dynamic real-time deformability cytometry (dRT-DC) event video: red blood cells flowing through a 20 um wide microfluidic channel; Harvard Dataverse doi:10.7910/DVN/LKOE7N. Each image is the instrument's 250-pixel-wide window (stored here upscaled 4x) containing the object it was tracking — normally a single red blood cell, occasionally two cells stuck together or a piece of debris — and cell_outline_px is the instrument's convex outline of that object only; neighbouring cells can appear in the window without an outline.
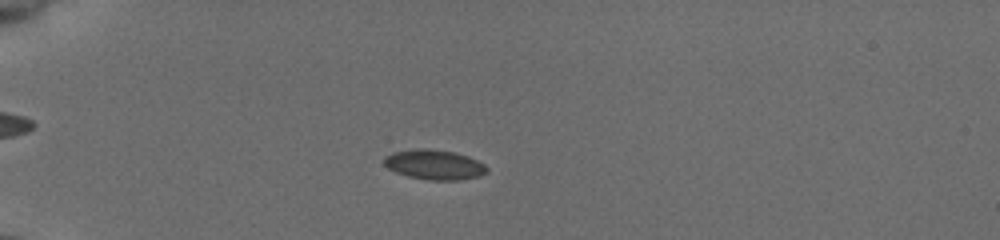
{"species": "common noctule bat (a hibernating species)", "species_latin": "Nyctalus noctula", "temperature_condition": "cold", "stored_images_in_passage": 56, "camera_frame_rate_fps": 3000, "um_per_image_px": 0.085, "animal": {"sex": "female", "body_mass_g": 19.5, "forearm_length_mm": 54.1}, "frame": {"image": 1, "passage_image": 18, "time_ms": 5.667, "image_size_px": [1000, 240], "cell_outline_px": [[488, 172], [480, 176], [460, 180], [428, 180], [408, 176], [396, 172], [388, 168], [384, 164], [384, 156], [392, 152], [416, 148], [428, 148], [456, 152], [468, 156], [484, 164], [488, 168]], "centroid_in_image_um": [36.92, 13.99], "position_along_channel_um": 48.1, "area_um2": 18.09}}
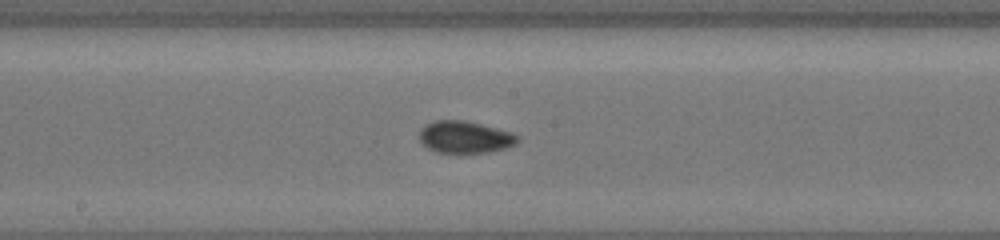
{"frame": {"image": 2, "passage_image": 33, "time_ms": 10.667, "image_size_px": [1000, 240], "cell_outline_px": [[520, 140], [516, 144], [504, 148], [488, 152], [436, 152], [420, 144], [420, 128], [424, 124], [436, 120], [464, 120], [512, 132], [520, 136]], "centroid_in_image_um": [39.5, 11.64], "position_along_channel_um": 208.7, "area_um2": 18.38}}
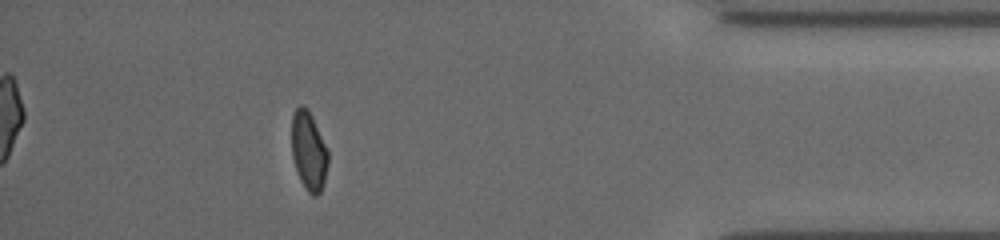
{"frame": {"image": 3, "passage_image": 51, "time_ms": 16.667, "image_size_px": [1000, 240], "cell_outline_px": [[328, 164], [324, 180], [320, 192], [316, 196], [312, 196], [308, 192], [300, 180], [292, 156], [292, 116], [296, 108], [300, 104], [308, 108], [312, 116], [328, 152]], "centroid_in_image_um": [26.23, 12.82], "position_along_channel_um": 409.0, "area_um2": 16.53}, "authors_computed_cell_mechanics": {"area_um2": 17.2822, "velocity_mm_per_s": 3.9288, "shape_relaxation_time_tau1_ms": 6.6487, "shape_relaxation_time_tau2_ms": 1.4532, "deformation_change_tau1": 0.0985, "deformation_change_tau2": 0.035}}